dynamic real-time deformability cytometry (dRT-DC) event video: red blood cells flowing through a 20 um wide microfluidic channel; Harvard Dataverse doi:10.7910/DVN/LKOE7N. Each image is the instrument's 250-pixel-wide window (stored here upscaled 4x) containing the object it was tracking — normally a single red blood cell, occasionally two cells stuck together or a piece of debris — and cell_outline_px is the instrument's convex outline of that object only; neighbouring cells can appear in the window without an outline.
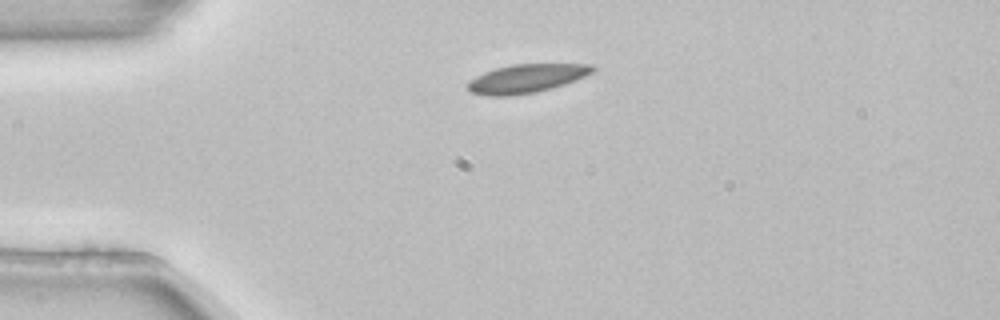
{"species": "common noctule bat (a hibernating species)", "species_latin": "Nyctalus noctula", "temperature_condition": "room temperature", "stored_images_in_passage": 2, "camera_frame_rate_fps": 3000, "um_per_image_px": 0.085, "animal": {"sex": "female", "body_mass_g": 22.7, "forearm_length_mm": 54.2}, "frame": {"image": 1, "passage_image": 1, "time_ms": 0.0, "image_size_px": [1000, 320], "cell_outline_px": [[596, 68], [592, 72], [584, 76], [564, 84], [552, 88], [536, 92], [512, 96], [488, 96], [472, 92], [468, 88], [468, 84], [476, 76], [484, 72], [496, 68], [512, 64], [592, 64]], "centroid_in_image_um": [44.76, 6.67], "position_along_channel_um": 40.2, "area_um2": 20.63}}
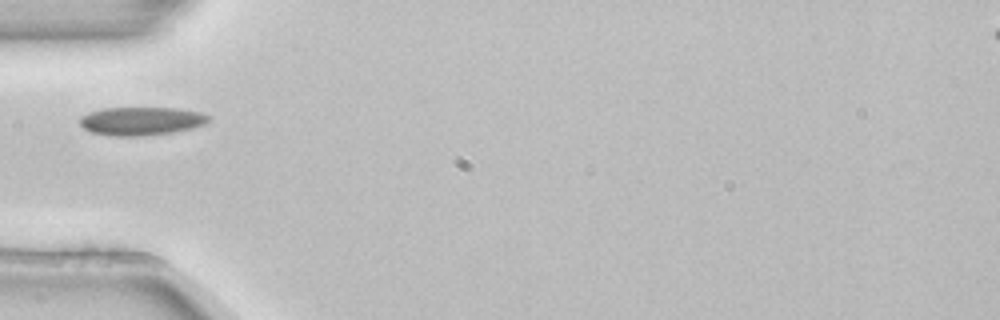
{"frame": {"image": 2, "passage_image": 2, "time_ms": 0.333, "image_size_px": [1000, 320], "cell_outline_px": [[212, 120], [204, 124], [192, 128], [172, 132], [144, 136], [112, 136], [92, 132], [84, 128], [80, 124], [80, 116], [88, 112], [104, 108], [176, 108], [200, 112], [212, 116]], "centroid_in_image_um": [12.03, 10.29], "position_along_channel_um": 73.0, "area_um2": 21.39}}